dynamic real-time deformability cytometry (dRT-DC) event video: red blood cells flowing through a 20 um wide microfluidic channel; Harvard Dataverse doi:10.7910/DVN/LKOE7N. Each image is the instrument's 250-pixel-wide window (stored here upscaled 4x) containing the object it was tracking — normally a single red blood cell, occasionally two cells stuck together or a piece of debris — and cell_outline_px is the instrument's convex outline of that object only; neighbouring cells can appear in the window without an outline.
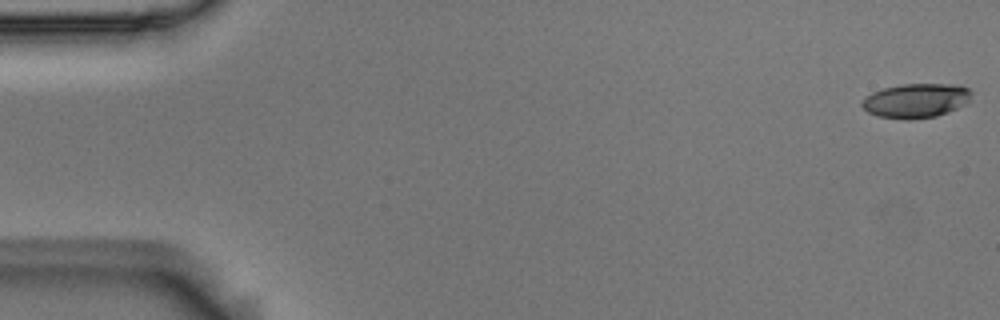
{"species": "Egyptian fruit bat (a non-hibernating species)", "species_latin": "Rousettus aegyptiacus", "temperature_condition": "room temperature", "stored_images_in_passage": 55, "camera_frame_rate_fps": 3000, "um_per_image_px": 0.085, "animal": {"sex": "male"}, "frame": {"image": 1, "passage_image": 1, "time_ms": 0.0, "image_size_px": [1000, 320], "cell_outline_px": [[972, 92], [968, 100], [964, 104], [948, 112], [936, 116], [908, 120], [876, 116], [868, 112], [860, 104], [860, 100], [872, 92], [884, 88], [900, 84], [960, 84], [968, 88]], "centroid_in_image_um": [77.82, 8.55], "position_along_channel_um": 7.2, "area_um2": 22.02}}
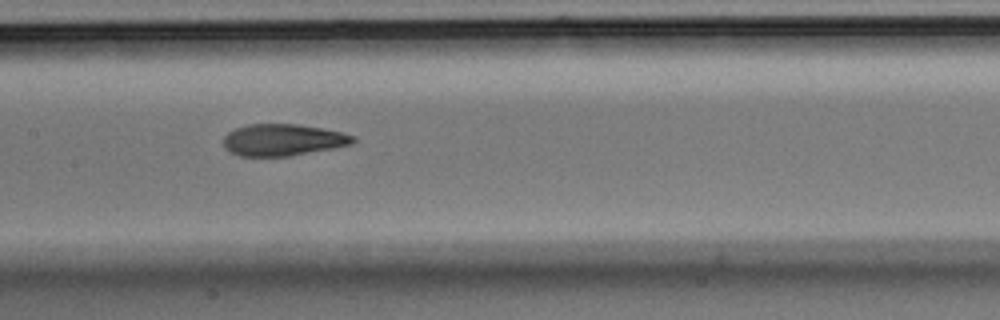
{"frame": {"image": 2, "passage_image": 27, "time_ms": 8.667, "image_size_px": [1000, 320], "cell_outline_px": [[356, 140], [352, 144], [292, 156], [240, 156], [224, 148], [224, 136], [228, 132], [236, 128], [248, 124], [296, 124], [320, 128], [340, 132], [356, 136]], "centroid_in_image_um": [24.04, 11.89], "position_along_channel_um": 183.4, "area_um2": 23.87}}
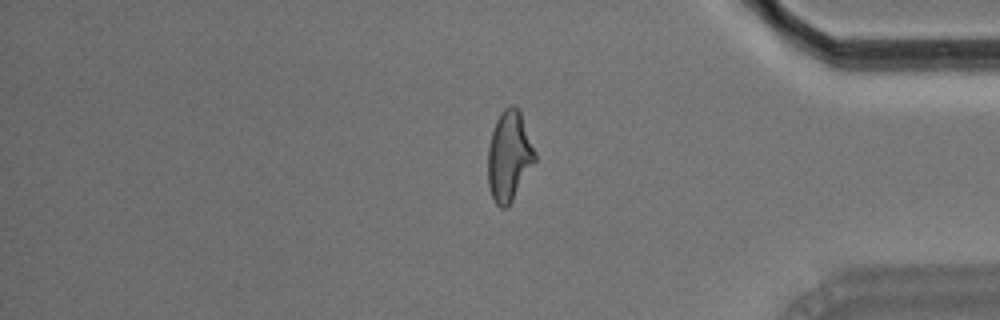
{"frame": {"image": 3, "passage_image": 46, "time_ms": 15.0, "image_size_px": [1000, 320], "cell_outline_px": [[536, 160], [508, 208], [500, 208], [496, 204], [492, 196], [488, 184], [488, 148], [492, 132], [496, 120], [500, 112], [508, 104], [512, 104], [520, 112], [536, 152]], "centroid_in_image_um": [43.27, 13.27], "position_along_channel_um": 391.9, "area_um2": 24.68}, "authors_computed_cell_mechanics": {"area_um2": 24.3338, "velocity_mm_per_s": 3.665, "shape_relaxation_time_tau1_ms": 6.3137, "shape_relaxation_time_tau2_ms": 1.8686, "deformation_change_tau1": 0.2073, "deformation_change_tau2": 0.0862}}